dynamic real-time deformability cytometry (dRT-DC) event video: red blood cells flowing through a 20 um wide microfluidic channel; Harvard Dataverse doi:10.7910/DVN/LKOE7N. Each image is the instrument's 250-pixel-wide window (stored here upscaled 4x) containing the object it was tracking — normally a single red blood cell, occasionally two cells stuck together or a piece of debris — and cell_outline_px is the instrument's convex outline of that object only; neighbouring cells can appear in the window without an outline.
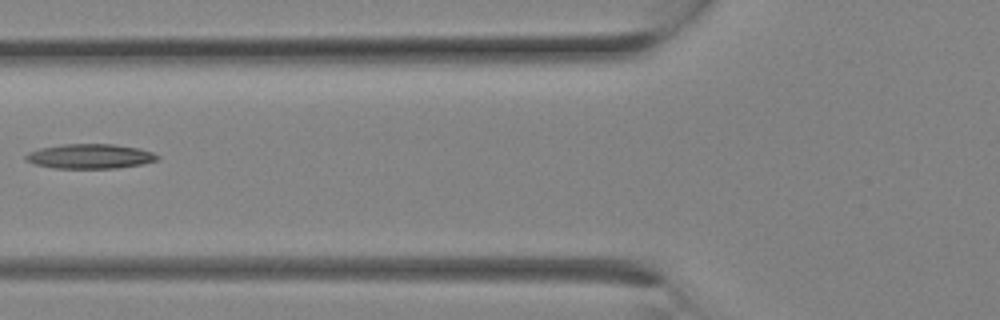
{"species": "Egyptian fruit bat (a non-hibernating species)", "species_latin": "Rousettus aegyptiacus", "temperature_condition": "room temperature", "stored_images_in_passage": 14, "camera_frame_rate_fps": 3000, "um_per_image_px": 0.085, "animal": {"sex": "female"}, "frame": {"image": 1, "passage_image": 10, "time_ms": 3.0, "image_size_px": [1000, 320], "cell_outline_px": [[160, 160], [140, 164], [116, 168], [56, 168], [32, 164], [24, 160], [24, 156], [28, 152], [40, 148], [64, 144], [112, 144], [140, 148], [152, 152], [160, 156]], "centroid_in_image_um": [7.64, 13.28], "position_along_channel_um": 118.2, "area_um2": 19.02}}
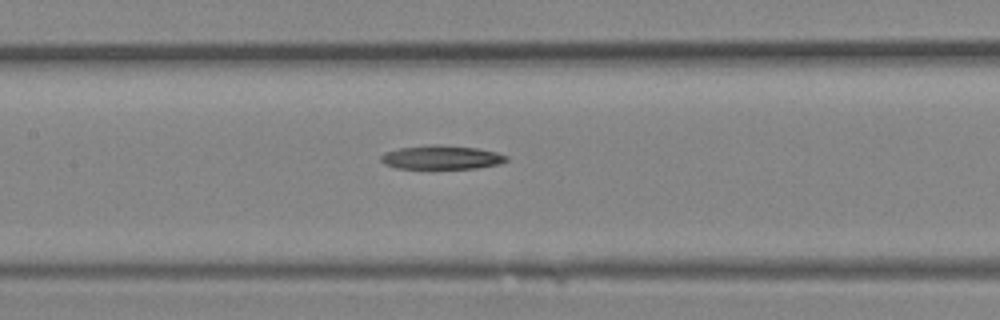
{"frame": {"image": 2, "passage_image": 12, "time_ms": 3.667, "image_size_px": [1000, 320], "cell_outline_px": [[508, 160], [500, 164], [476, 168], [396, 168], [384, 164], [380, 160], [380, 156], [384, 152], [400, 148], [432, 144], [440, 144], [476, 148], [496, 152], [508, 156]], "centroid_in_image_um": [37.52, 13.37], "position_along_channel_um": 169.9, "area_um2": 17.46}}
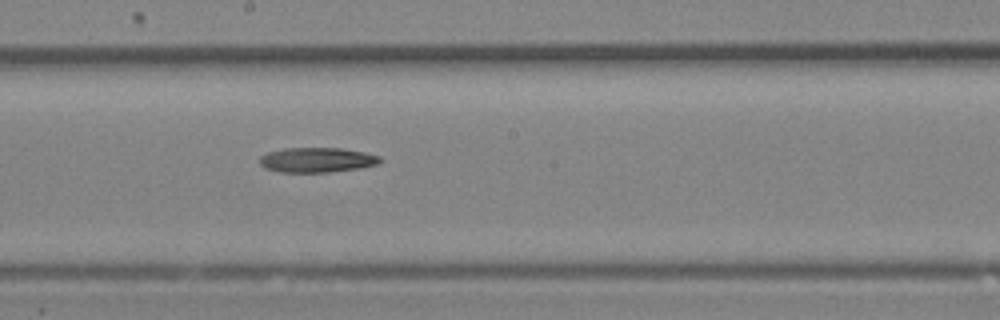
{"frame": {"image": 3, "passage_image": 14, "time_ms": 4.333, "image_size_px": [1000, 320], "cell_outline_px": [[384, 160], [380, 164], [360, 168], [328, 172], [280, 172], [264, 168], [260, 164], [260, 156], [268, 152], [284, 148], [344, 148], [364, 152], [380, 156]], "centroid_in_image_um": [26.98, 13.59], "position_along_channel_um": 221.2, "area_um2": 17.63}}